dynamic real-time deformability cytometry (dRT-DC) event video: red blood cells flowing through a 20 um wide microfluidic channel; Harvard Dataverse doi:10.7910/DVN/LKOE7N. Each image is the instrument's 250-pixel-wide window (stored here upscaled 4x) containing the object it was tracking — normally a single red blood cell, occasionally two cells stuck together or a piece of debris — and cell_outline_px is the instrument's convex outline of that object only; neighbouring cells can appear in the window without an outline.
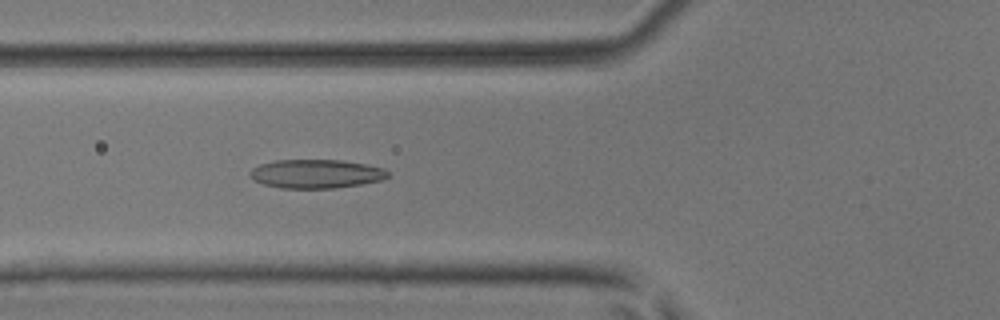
{"species": "common noctule bat (a hibernating species)", "species_latin": "Nyctalus noctula", "temperature_condition": "room temperature", "stored_images_in_passage": 6, "camera_frame_rate_fps": 3000, "um_per_image_px": 0.085, "animal": {"sex": "male", "body_mass_g": 17.9, "forearm_length_mm": 54.2}, "frame": {"image": 1, "passage_image": 6, "time_ms": 1.667, "image_size_px": [1000, 320], "cell_outline_px": [[392, 176], [380, 180], [360, 184], [332, 188], [280, 188], [264, 184], [252, 180], [248, 176], [248, 172], [252, 168], [260, 164], [276, 160], [340, 160], [364, 164], [384, 168], [392, 172]], "centroid_in_image_um": [26.86, 14.77], "position_along_channel_um": 98.9, "area_um2": 23.29}}